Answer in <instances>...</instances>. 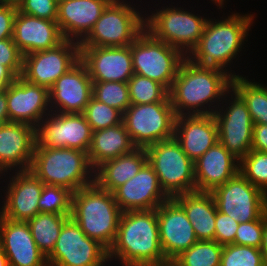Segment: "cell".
Here are the masks:
<instances>
[{"label": "cell", "instance_id": "cell-13", "mask_svg": "<svg viewBox=\"0 0 267 266\" xmlns=\"http://www.w3.org/2000/svg\"><path fill=\"white\" fill-rule=\"evenodd\" d=\"M35 147L71 148L88 152L93 130L83 113L47 114L35 127Z\"/></svg>", "mask_w": 267, "mask_h": 266}, {"label": "cell", "instance_id": "cell-6", "mask_svg": "<svg viewBox=\"0 0 267 266\" xmlns=\"http://www.w3.org/2000/svg\"><path fill=\"white\" fill-rule=\"evenodd\" d=\"M131 3L127 0H113L79 46H129L145 30L146 13Z\"/></svg>", "mask_w": 267, "mask_h": 266}, {"label": "cell", "instance_id": "cell-43", "mask_svg": "<svg viewBox=\"0 0 267 266\" xmlns=\"http://www.w3.org/2000/svg\"><path fill=\"white\" fill-rule=\"evenodd\" d=\"M238 226V221L232 219L229 215L217 211L214 241L223 246L234 244Z\"/></svg>", "mask_w": 267, "mask_h": 266}, {"label": "cell", "instance_id": "cell-14", "mask_svg": "<svg viewBox=\"0 0 267 266\" xmlns=\"http://www.w3.org/2000/svg\"><path fill=\"white\" fill-rule=\"evenodd\" d=\"M217 211L239 223L257 220L267 211V194L240 173L211 191Z\"/></svg>", "mask_w": 267, "mask_h": 266}, {"label": "cell", "instance_id": "cell-45", "mask_svg": "<svg viewBox=\"0 0 267 266\" xmlns=\"http://www.w3.org/2000/svg\"><path fill=\"white\" fill-rule=\"evenodd\" d=\"M252 149L267 153V124H254Z\"/></svg>", "mask_w": 267, "mask_h": 266}, {"label": "cell", "instance_id": "cell-16", "mask_svg": "<svg viewBox=\"0 0 267 266\" xmlns=\"http://www.w3.org/2000/svg\"><path fill=\"white\" fill-rule=\"evenodd\" d=\"M10 173L9 177L8 173L0 175V180L10 179L4 181L9 183L3 186L6 189H1L5 198L0 204V214L9 220L27 222L39 213L38 201L44 184L30 170Z\"/></svg>", "mask_w": 267, "mask_h": 266}, {"label": "cell", "instance_id": "cell-54", "mask_svg": "<svg viewBox=\"0 0 267 266\" xmlns=\"http://www.w3.org/2000/svg\"><path fill=\"white\" fill-rule=\"evenodd\" d=\"M163 266H174V265L169 263V264H166V265H163Z\"/></svg>", "mask_w": 267, "mask_h": 266}, {"label": "cell", "instance_id": "cell-47", "mask_svg": "<svg viewBox=\"0 0 267 266\" xmlns=\"http://www.w3.org/2000/svg\"><path fill=\"white\" fill-rule=\"evenodd\" d=\"M9 122L7 108V88L0 91V125Z\"/></svg>", "mask_w": 267, "mask_h": 266}, {"label": "cell", "instance_id": "cell-20", "mask_svg": "<svg viewBox=\"0 0 267 266\" xmlns=\"http://www.w3.org/2000/svg\"><path fill=\"white\" fill-rule=\"evenodd\" d=\"M92 80L79 61L49 88L51 112L83 113L92 97Z\"/></svg>", "mask_w": 267, "mask_h": 266}, {"label": "cell", "instance_id": "cell-40", "mask_svg": "<svg viewBox=\"0 0 267 266\" xmlns=\"http://www.w3.org/2000/svg\"><path fill=\"white\" fill-rule=\"evenodd\" d=\"M265 228V213L257 220L239 223L234 244L261 248Z\"/></svg>", "mask_w": 267, "mask_h": 266}, {"label": "cell", "instance_id": "cell-24", "mask_svg": "<svg viewBox=\"0 0 267 266\" xmlns=\"http://www.w3.org/2000/svg\"><path fill=\"white\" fill-rule=\"evenodd\" d=\"M12 39L23 56L52 49L65 40L57 21L27 15L19 10L14 20Z\"/></svg>", "mask_w": 267, "mask_h": 266}, {"label": "cell", "instance_id": "cell-37", "mask_svg": "<svg viewBox=\"0 0 267 266\" xmlns=\"http://www.w3.org/2000/svg\"><path fill=\"white\" fill-rule=\"evenodd\" d=\"M87 123L94 131L113 127L122 123L123 113L118 109L91 97L83 112Z\"/></svg>", "mask_w": 267, "mask_h": 266}, {"label": "cell", "instance_id": "cell-9", "mask_svg": "<svg viewBox=\"0 0 267 266\" xmlns=\"http://www.w3.org/2000/svg\"><path fill=\"white\" fill-rule=\"evenodd\" d=\"M134 73L162 84L168 91L186 56L144 30L131 44Z\"/></svg>", "mask_w": 267, "mask_h": 266}, {"label": "cell", "instance_id": "cell-49", "mask_svg": "<svg viewBox=\"0 0 267 266\" xmlns=\"http://www.w3.org/2000/svg\"><path fill=\"white\" fill-rule=\"evenodd\" d=\"M24 2V0H0V4L14 6L19 8V6Z\"/></svg>", "mask_w": 267, "mask_h": 266}, {"label": "cell", "instance_id": "cell-5", "mask_svg": "<svg viewBox=\"0 0 267 266\" xmlns=\"http://www.w3.org/2000/svg\"><path fill=\"white\" fill-rule=\"evenodd\" d=\"M29 170L43 184L73 193L95 183V169L86 152L71 148L35 147Z\"/></svg>", "mask_w": 267, "mask_h": 266}, {"label": "cell", "instance_id": "cell-29", "mask_svg": "<svg viewBox=\"0 0 267 266\" xmlns=\"http://www.w3.org/2000/svg\"><path fill=\"white\" fill-rule=\"evenodd\" d=\"M148 162L145 148H135L130 153L107 160L95 169V183L113 192L132 179Z\"/></svg>", "mask_w": 267, "mask_h": 266}, {"label": "cell", "instance_id": "cell-39", "mask_svg": "<svg viewBox=\"0 0 267 266\" xmlns=\"http://www.w3.org/2000/svg\"><path fill=\"white\" fill-rule=\"evenodd\" d=\"M220 266H265L261 249L236 244L223 246Z\"/></svg>", "mask_w": 267, "mask_h": 266}, {"label": "cell", "instance_id": "cell-17", "mask_svg": "<svg viewBox=\"0 0 267 266\" xmlns=\"http://www.w3.org/2000/svg\"><path fill=\"white\" fill-rule=\"evenodd\" d=\"M160 244L166 260L171 263L198 239L183 207L169 198L157 209Z\"/></svg>", "mask_w": 267, "mask_h": 266}, {"label": "cell", "instance_id": "cell-18", "mask_svg": "<svg viewBox=\"0 0 267 266\" xmlns=\"http://www.w3.org/2000/svg\"><path fill=\"white\" fill-rule=\"evenodd\" d=\"M80 61L92 82H128L134 75L129 46L80 47Z\"/></svg>", "mask_w": 267, "mask_h": 266}, {"label": "cell", "instance_id": "cell-26", "mask_svg": "<svg viewBox=\"0 0 267 266\" xmlns=\"http://www.w3.org/2000/svg\"><path fill=\"white\" fill-rule=\"evenodd\" d=\"M174 138L195 162L218 142V127L213 114L180 115L175 120Z\"/></svg>", "mask_w": 267, "mask_h": 266}, {"label": "cell", "instance_id": "cell-53", "mask_svg": "<svg viewBox=\"0 0 267 266\" xmlns=\"http://www.w3.org/2000/svg\"><path fill=\"white\" fill-rule=\"evenodd\" d=\"M213 4H215L217 7H219L218 4H216L215 0H211Z\"/></svg>", "mask_w": 267, "mask_h": 266}, {"label": "cell", "instance_id": "cell-31", "mask_svg": "<svg viewBox=\"0 0 267 266\" xmlns=\"http://www.w3.org/2000/svg\"><path fill=\"white\" fill-rule=\"evenodd\" d=\"M243 76L232 77L231 88L245 102L253 123L267 124V86Z\"/></svg>", "mask_w": 267, "mask_h": 266}, {"label": "cell", "instance_id": "cell-28", "mask_svg": "<svg viewBox=\"0 0 267 266\" xmlns=\"http://www.w3.org/2000/svg\"><path fill=\"white\" fill-rule=\"evenodd\" d=\"M174 199L183 207L198 241H214L217 207L211 192H190Z\"/></svg>", "mask_w": 267, "mask_h": 266}, {"label": "cell", "instance_id": "cell-12", "mask_svg": "<svg viewBox=\"0 0 267 266\" xmlns=\"http://www.w3.org/2000/svg\"><path fill=\"white\" fill-rule=\"evenodd\" d=\"M109 263V264H107ZM48 266H110L108 249L89 238L70 217L63 225Z\"/></svg>", "mask_w": 267, "mask_h": 266}, {"label": "cell", "instance_id": "cell-51", "mask_svg": "<svg viewBox=\"0 0 267 266\" xmlns=\"http://www.w3.org/2000/svg\"><path fill=\"white\" fill-rule=\"evenodd\" d=\"M215 2H216V4H218L219 5V8L218 9H220V8H224L225 6V4L224 3H226V1L225 0H215Z\"/></svg>", "mask_w": 267, "mask_h": 266}, {"label": "cell", "instance_id": "cell-8", "mask_svg": "<svg viewBox=\"0 0 267 266\" xmlns=\"http://www.w3.org/2000/svg\"><path fill=\"white\" fill-rule=\"evenodd\" d=\"M145 150L148 163L169 198L196 191L194 162L174 137L152 144Z\"/></svg>", "mask_w": 267, "mask_h": 266}, {"label": "cell", "instance_id": "cell-11", "mask_svg": "<svg viewBox=\"0 0 267 266\" xmlns=\"http://www.w3.org/2000/svg\"><path fill=\"white\" fill-rule=\"evenodd\" d=\"M213 116L218 127V142L241 160L252 149L254 125L245 102L231 88Z\"/></svg>", "mask_w": 267, "mask_h": 266}, {"label": "cell", "instance_id": "cell-27", "mask_svg": "<svg viewBox=\"0 0 267 266\" xmlns=\"http://www.w3.org/2000/svg\"><path fill=\"white\" fill-rule=\"evenodd\" d=\"M240 160L217 142L194 162L196 191L211 192L239 173Z\"/></svg>", "mask_w": 267, "mask_h": 266}, {"label": "cell", "instance_id": "cell-35", "mask_svg": "<svg viewBox=\"0 0 267 266\" xmlns=\"http://www.w3.org/2000/svg\"><path fill=\"white\" fill-rule=\"evenodd\" d=\"M92 97L122 113L131 105L127 82H93Z\"/></svg>", "mask_w": 267, "mask_h": 266}, {"label": "cell", "instance_id": "cell-50", "mask_svg": "<svg viewBox=\"0 0 267 266\" xmlns=\"http://www.w3.org/2000/svg\"><path fill=\"white\" fill-rule=\"evenodd\" d=\"M0 266H9L8 258L5 255L4 251L2 250L1 245H0Z\"/></svg>", "mask_w": 267, "mask_h": 266}, {"label": "cell", "instance_id": "cell-15", "mask_svg": "<svg viewBox=\"0 0 267 266\" xmlns=\"http://www.w3.org/2000/svg\"><path fill=\"white\" fill-rule=\"evenodd\" d=\"M80 61L79 43L65 39L58 46L23 56L21 77L48 89Z\"/></svg>", "mask_w": 267, "mask_h": 266}, {"label": "cell", "instance_id": "cell-2", "mask_svg": "<svg viewBox=\"0 0 267 266\" xmlns=\"http://www.w3.org/2000/svg\"><path fill=\"white\" fill-rule=\"evenodd\" d=\"M108 257L110 264L115 259L122 266L169 264L160 244L156 209L122 212Z\"/></svg>", "mask_w": 267, "mask_h": 266}, {"label": "cell", "instance_id": "cell-41", "mask_svg": "<svg viewBox=\"0 0 267 266\" xmlns=\"http://www.w3.org/2000/svg\"><path fill=\"white\" fill-rule=\"evenodd\" d=\"M18 10L27 15L56 21L58 3L55 0H24Z\"/></svg>", "mask_w": 267, "mask_h": 266}, {"label": "cell", "instance_id": "cell-30", "mask_svg": "<svg viewBox=\"0 0 267 266\" xmlns=\"http://www.w3.org/2000/svg\"><path fill=\"white\" fill-rule=\"evenodd\" d=\"M133 145L124 124L93 132L87 155L91 166L96 169L103 162L130 153Z\"/></svg>", "mask_w": 267, "mask_h": 266}, {"label": "cell", "instance_id": "cell-7", "mask_svg": "<svg viewBox=\"0 0 267 266\" xmlns=\"http://www.w3.org/2000/svg\"><path fill=\"white\" fill-rule=\"evenodd\" d=\"M195 14L183 6H161V9L145 13V30L155 39L179 49L187 57L199 44L208 19L198 12Z\"/></svg>", "mask_w": 267, "mask_h": 266}, {"label": "cell", "instance_id": "cell-19", "mask_svg": "<svg viewBox=\"0 0 267 266\" xmlns=\"http://www.w3.org/2000/svg\"><path fill=\"white\" fill-rule=\"evenodd\" d=\"M9 122L24 123L36 127L49 113V89L17 77L7 87Z\"/></svg>", "mask_w": 267, "mask_h": 266}, {"label": "cell", "instance_id": "cell-33", "mask_svg": "<svg viewBox=\"0 0 267 266\" xmlns=\"http://www.w3.org/2000/svg\"><path fill=\"white\" fill-rule=\"evenodd\" d=\"M223 245L216 241H197L171 264L174 266H220Z\"/></svg>", "mask_w": 267, "mask_h": 266}, {"label": "cell", "instance_id": "cell-21", "mask_svg": "<svg viewBox=\"0 0 267 266\" xmlns=\"http://www.w3.org/2000/svg\"><path fill=\"white\" fill-rule=\"evenodd\" d=\"M112 193L122 212L157 209L169 199L160 186L157 174L148 162L132 179Z\"/></svg>", "mask_w": 267, "mask_h": 266}, {"label": "cell", "instance_id": "cell-34", "mask_svg": "<svg viewBox=\"0 0 267 266\" xmlns=\"http://www.w3.org/2000/svg\"><path fill=\"white\" fill-rule=\"evenodd\" d=\"M127 83L131 104L170 102L168 90L157 81L134 73Z\"/></svg>", "mask_w": 267, "mask_h": 266}, {"label": "cell", "instance_id": "cell-10", "mask_svg": "<svg viewBox=\"0 0 267 266\" xmlns=\"http://www.w3.org/2000/svg\"><path fill=\"white\" fill-rule=\"evenodd\" d=\"M176 114L171 102L131 104L123 113L124 124L136 148H146L174 137Z\"/></svg>", "mask_w": 267, "mask_h": 266}, {"label": "cell", "instance_id": "cell-46", "mask_svg": "<svg viewBox=\"0 0 267 266\" xmlns=\"http://www.w3.org/2000/svg\"><path fill=\"white\" fill-rule=\"evenodd\" d=\"M16 78L8 67L0 64V91L5 90Z\"/></svg>", "mask_w": 267, "mask_h": 266}, {"label": "cell", "instance_id": "cell-4", "mask_svg": "<svg viewBox=\"0 0 267 266\" xmlns=\"http://www.w3.org/2000/svg\"><path fill=\"white\" fill-rule=\"evenodd\" d=\"M121 213L113 193L96 183L72 194L70 217L89 238L99 241L108 250L115 241Z\"/></svg>", "mask_w": 267, "mask_h": 266}, {"label": "cell", "instance_id": "cell-42", "mask_svg": "<svg viewBox=\"0 0 267 266\" xmlns=\"http://www.w3.org/2000/svg\"><path fill=\"white\" fill-rule=\"evenodd\" d=\"M0 64L8 67L17 77L22 75L23 55L12 38L0 40Z\"/></svg>", "mask_w": 267, "mask_h": 266}, {"label": "cell", "instance_id": "cell-1", "mask_svg": "<svg viewBox=\"0 0 267 266\" xmlns=\"http://www.w3.org/2000/svg\"><path fill=\"white\" fill-rule=\"evenodd\" d=\"M231 83L232 76L227 71L199 66L186 57L168 91L171 106L176 116L213 114Z\"/></svg>", "mask_w": 267, "mask_h": 266}, {"label": "cell", "instance_id": "cell-25", "mask_svg": "<svg viewBox=\"0 0 267 266\" xmlns=\"http://www.w3.org/2000/svg\"><path fill=\"white\" fill-rule=\"evenodd\" d=\"M113 0H67L58 4L57 24L63 37L80 43Z\"/></svg>", "mask_w": 267, "mask_h": 266}, {"label": "cell", "instance_id": "cell-38", "mask_svg": "<svg viewBox=\"0 0 267 266\" xmlns=\"http://www.w3.org/2000/svg\"><path fill=\"white\" fill-rule=\"evenodd\" d=\"M239 173L267 194V153L251 149L240 160Z\"/></svg>", "mask_w": 267, "mask_h": 266}, {"label": "cell", "instance_id": "cell-23", "mask_svg": "<svg viewBox=\"0 0 267 266\" xmlns=\"http://www.w3.org/2000/svg\"><path fill=\"white\" fill-rule=\"evenodd\" d=\"M0 245L9 266H48L47 256L37 247L27 222L0 214Z\"/></svg>", "mask_w": 267, "mask_h": 266}, {"label": "cell", "instance_id": "cell-22", "mask_svg": "<svg viewBox=\"0 0 267 266\" xmlns=\"http://www.w3.org/2000/svg\"><path fill=\"white\" fill-rule=\"evenodd\" d=\"M36 145L35 127L7 122L0 125V175L27 171Z\"/></svg>", "mask_w": 267, "mask_h": 266}, {"label": "cell", "instance_id": "cell-48", "mask_svg": "<svg viewBox=\"0 0 267 266\" xmlns=\"http://www.w3.org/2000/svg\"><path fill=\"white\" fill-rule=\"evenodd\" d=\"M260 249L263 254V260L265 266H267V211L265 212V228L263 232L262 245Z\"/></svg>", "mask_w": 267, "mask_h": 266}, {"label": "cell", "instance_id": "cell-3", "mask_svg": "<svg viewBox=\"0 0 267 266\" xmlns=\"http://www.w3.org/2000/svg\"><path fill=\"white\" fill-rule=\"evenodd\" d=\"M229 15H222L221 20L208 17L199 44L187 58L199 66L217 67L235 77L237 75L230 66L248 41L255 15L237 12Z\"/></svg>", "mask_w": 267, "mask_h": 266}, {"label": "cell", "instance_id": "cell-36", "mask_svg": "<svg viewBox=\"0 0 267 266\" xmlns=\"http://www.w3.org/2000/svg\"><path fill=\"white\" fill-rule=\"evenodd\" d=\"M72 194L68 188L44 184L38 201L39 212L71 215Z\"/></svg>", "mask_w": 267, "mask_h": 266}, {"label": "cell", "instance_id": "cell-32", "mask_svg": "<svg viewBox=\"0 0 267 266\" xmlns=\"http://www.w3.org/2000/svg\"><path fill=\"white\" fill-rule=\"evenodd\" d=\"M70 216L39 212L27 221L37 247L46 256L54 249L60 231Z\"/></svg>", "mask_w": 267, "mask_h": 266}, {"label": "cell", "instance_id": "cell-44", "mask_svg": "<svg viewBox=\"0 0 267 266\" xmlns=\"http://www.w3.org/2000/svg\"><path fill=\"white\" fill-rule=\"evenodd\" d=\"M18 8L0 4V40L12 38Z\"/></svg>", "mask_w": 267, "mask_h": 266}, {"label": "cell", "instance_id": "cell-52", "mask_svg": "<svg viewBox=\"0 0 267 266\" xmlns=\"http://www.w3.org/2000/svg\"><path fill=\"white\" fill-rule=\"evenodd\" d=\"M58 4L63 2V1H67V0H55Z\"/></svg>", "mask_w": 267, "mask_h": 266}]
</instances>
